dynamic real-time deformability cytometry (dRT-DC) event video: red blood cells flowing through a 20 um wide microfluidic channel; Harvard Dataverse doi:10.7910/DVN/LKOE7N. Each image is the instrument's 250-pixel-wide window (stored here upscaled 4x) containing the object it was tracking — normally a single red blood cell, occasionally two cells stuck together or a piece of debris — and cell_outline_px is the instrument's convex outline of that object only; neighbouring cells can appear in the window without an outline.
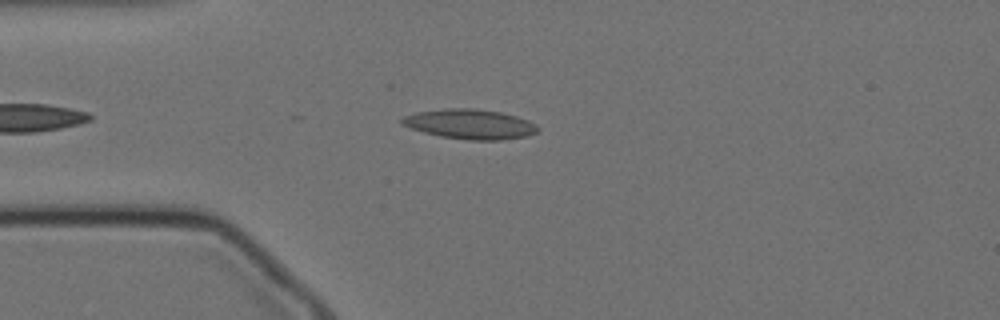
{"species": "Egyptian fruit bat (a non-hibernating species)", "species_latin": "Rousettus aegyptiacus", "temperature_condition": "cold", "stored_images_in_passage": 22, "camera_frame_rate_fps": 3000, "um_per_image_px": 0.085, "animal": {"sex": "female"}, "frame": {"image": 1, "passage_image": 7, "time_ms": 2.0, "image_size_px": [1000, 320], "cell_outline_px": [[540, 128], [536, 132], [528, 136], [500, 140], [468, 140], [440, 136], [424, 132], [400, 124], [400, 120], [404, 116], [416, 112], [448, 108], [476, 108], [500, 112], [516, 116], [528, 120], [536, 124]], "centroid_in_image_um": [39.96, 10.55], "position_along_channel_um": 45.0, "area_um2": 23.64}}
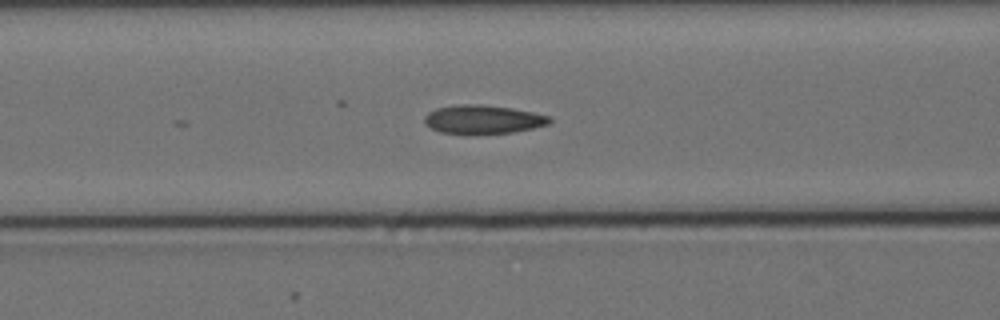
{"frame": {"image": 2, "passage_image": 15, "time_ms": 4.667, "image_size_px": [1000, 320], "cell_outline_px": [[552, 120], [548, 124], [532, 128], [512, 132], [468, 136], [440, 132], [424, 124], [424, 116], [428, 112], [436, 108], [460, 104], [480, 104], [512, 108], [532, 112], [548, 116]], "centroid_in_image_um": [40.99, 10.17], "position_along_channel_um": 125.6, "area_um2": 21.33}}
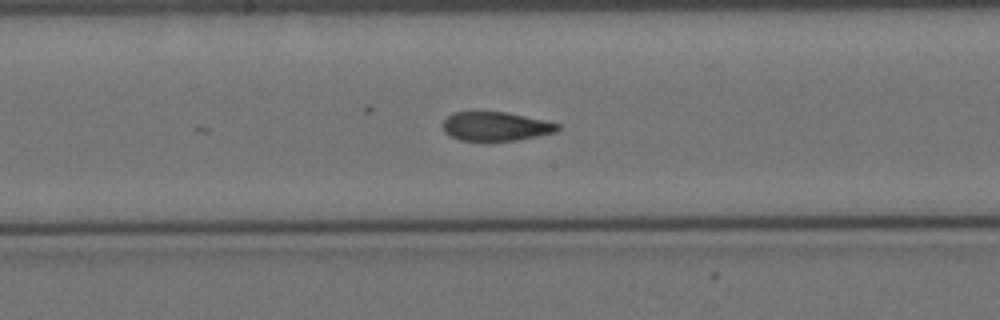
{"frame": {"image": 3, "passage_image": 22, "time_ms": 7.0, "image_size_px": [1000, 320], "cell_outline_px": [[560, 128], [556, 132], [516, 140], [460, 140], [444, 132], [444, 120], [452, 112], [508, 112], [544, 120], [560, 124]], "centroid_in_image_um": [42.16, 10.73], "position_along_channel_um": 206.0, "area_um2": 19.13}}